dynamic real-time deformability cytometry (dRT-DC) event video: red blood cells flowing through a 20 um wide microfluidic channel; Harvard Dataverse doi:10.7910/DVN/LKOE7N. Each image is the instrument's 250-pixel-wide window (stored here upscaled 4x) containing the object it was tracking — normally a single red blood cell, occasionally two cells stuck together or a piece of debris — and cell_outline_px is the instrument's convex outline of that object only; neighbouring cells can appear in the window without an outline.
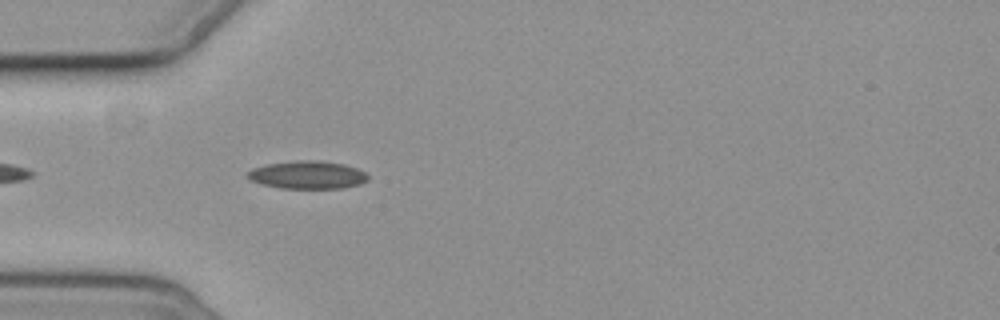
{"species": "common noctule bat (a hibernating species)", "species_latin": "Nyctalus noctula", "temperature_condition": "cold", "stored_images_in_passage": 4, "camera_frame_rate_fps": 3000, "um_per_image_px": 0.085, "animal": {"sex": "female", "body_mass_g": 19.3, "forearm_length_mm": 54.1}, "frame": {"image": 1, "passage_image": 4, "time_ms": 3.667, "image_size_px": [1000, 320], "cell_outline_px": [[368, 180], [360, 184], [344, 188], [280, 188], [260, 184], [244, 176], [252, 168], [268, 164], [296, 160], [316, 160], [344, 164], [356, 168], [364, 172], [368, 176]], "centroid_in_image_um": [26.12, 14.87], "position_along_channel_um": 58.9, "area_um2": 19.59}}